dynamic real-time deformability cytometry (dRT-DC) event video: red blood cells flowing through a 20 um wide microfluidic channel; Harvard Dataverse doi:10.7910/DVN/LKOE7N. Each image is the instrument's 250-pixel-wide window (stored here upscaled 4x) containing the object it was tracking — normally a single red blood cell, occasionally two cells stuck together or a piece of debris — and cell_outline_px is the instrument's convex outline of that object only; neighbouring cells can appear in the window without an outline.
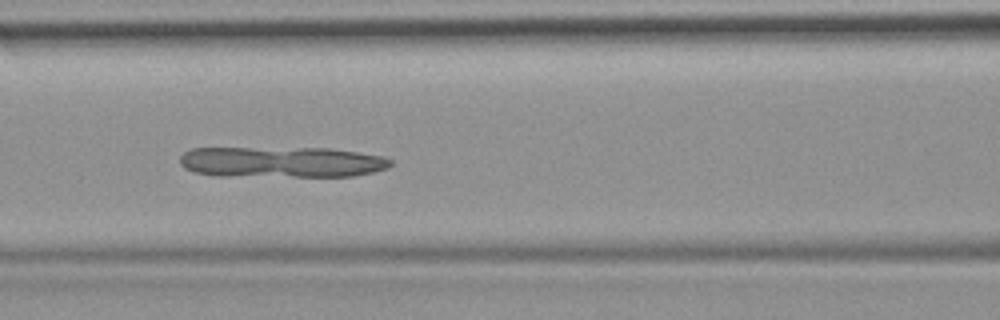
{"species": "common noctule bat (a hibernating species)", "species_latin": "Nyctalus noctula", "temperature_condition": "room temperature", "stored_images_in_passage": 52, "camera_frame_rate_fps": 3000, "um_per_image_px": 0.085, "animal": {"sex": "female", "body_mass_g": 19.9}, "frame": {"image": 1, "passage_image": 23, "time_ms": 7.333, "image_size_px": [1000, 320], "cell_outline_px": [[392, 164], [388, 168], [372, 172], [352, 176], [216, 176], [192, 172], [184, 168], [180, 164], [180, 156], [184, 152], [192, 148], [328, 148], [384, 156], [392, 160]], "centroid_in_image_um": [23.9, 13.78], "position_along_channel_um": 142.7, "area_um2": 38.15}}